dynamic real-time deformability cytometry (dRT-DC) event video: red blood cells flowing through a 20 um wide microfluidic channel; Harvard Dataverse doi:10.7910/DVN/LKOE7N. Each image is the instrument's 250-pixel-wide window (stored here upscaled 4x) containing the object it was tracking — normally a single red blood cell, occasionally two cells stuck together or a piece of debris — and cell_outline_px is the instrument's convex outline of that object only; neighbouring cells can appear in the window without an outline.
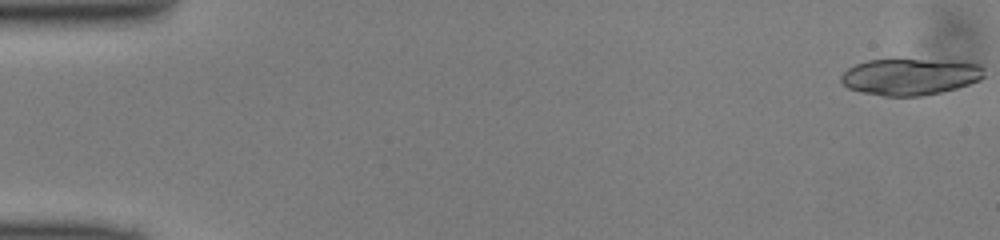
{"species": "common noctule bat (a hibernating species)", "species_latin": "Nyctalus noctula", "temperature_condition": "cold", "stored_images_in_passage": 37, "camera_frame_rate_fps": 3000, "um_per_image_px": 0.085, "animal": {"sex": "male", "body_mass_g": 13.0, "forearm_length_mm": 53.1}, "frame": {"image": 1, "passage_image": 1, "time_ms": 0.0, "image_size_px": [1000, 240], "cell_outline_px": [[984, 76], [980, 80], [956, 88], [940, 92], [920, 96], [884, 96], [860, 92], [848, 88], [840, 80], [840, 76], [848, 68], [856, 64], [868, 60], [952, 60], [980, 64], [984, 68]], "centroid_in_image_um": [77.37, 6.52], "position_along_channel_um": 7.6, "area_um2": 30.52}}
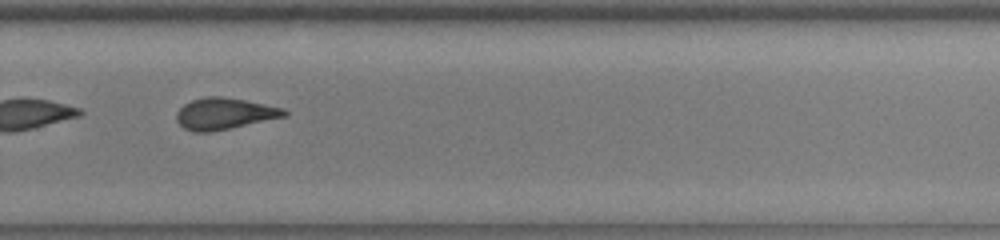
{"frame": {"image": 2, "passage_image": 34, "time_ms": 11.0, "image_size_px": [1000, 240], "cell_outline_px": [[288, 116], [208, 132], [192, 132], [184, 128], [176, 120], [176, 112], [184, 104], [192, 100], [204, 96], [220, 96], [244, 100], [284, 108], [288, 112]], "centroid_in_image_um": [19.06, 9.65], "position_along_channel_um": 310.7, "area_um2": 19.65}}